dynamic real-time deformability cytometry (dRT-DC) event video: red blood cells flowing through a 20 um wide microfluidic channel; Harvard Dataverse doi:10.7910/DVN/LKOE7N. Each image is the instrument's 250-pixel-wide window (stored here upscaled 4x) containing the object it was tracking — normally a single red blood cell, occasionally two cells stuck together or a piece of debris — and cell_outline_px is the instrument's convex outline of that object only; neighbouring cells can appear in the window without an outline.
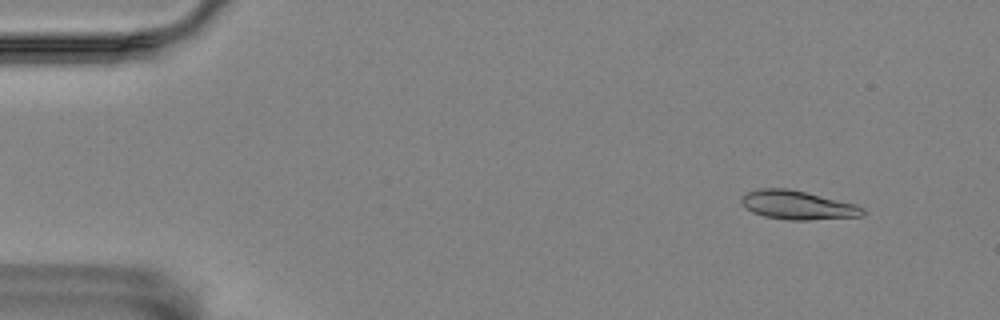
{"species": "Egyptian fruit bat (a non-hibernating species)", "species_latin": "Rousettus aegyptiacus", "temperature_condition": "room temperature", "stored_images_in_passage": 53, "segment_of_instrument_passage": [1, 2], "camera_frame_rate_fps": 3000, "um_per_image_px": 0.085, "animal": {"sex": "female"}, "frame": {"image": 1, "passage_image": 1, "time_ms": 0.0, "image_size_px": [1000, 320], "cell_outline_px": [[864, 216], [808, 220], [788, 220], [764, 216], [752, 212], [740, 200], [740, 196], [748, 192], [760, 188], [788, 188], [856, 204], [864, 208]], "centroid_in_image_um": [67.8, 17.43], "position_along_channel_um": 17.2, "area_um2": 20.29}}
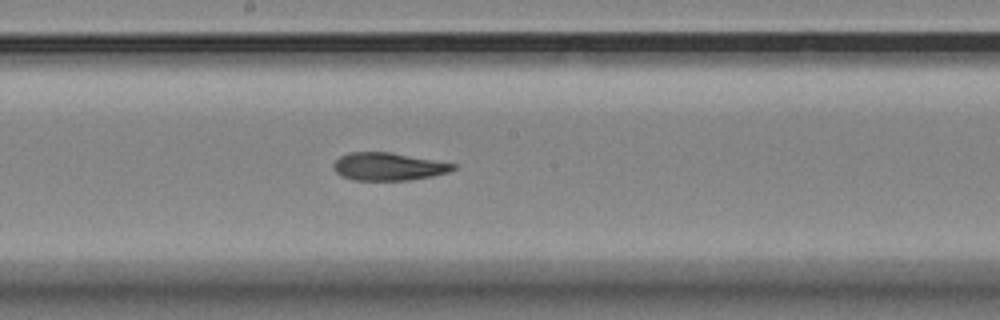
{"frame": {"image": 2, "passage_image": 26, "time_ms": 8.333, "image_size_px": [1000, 320], "cell_outline_px": [[456, 168], [448, 172], [432, 176], [408, 180], [352, 180], [340, 176], [332, 168], [332, 164], [340, 156], [348, 152], [388, 152], [456, 164]], "centroid_in_image_um": [32.95, 14.16], "position_along_channel_um": 215.3, "area_um2": 19.31}}
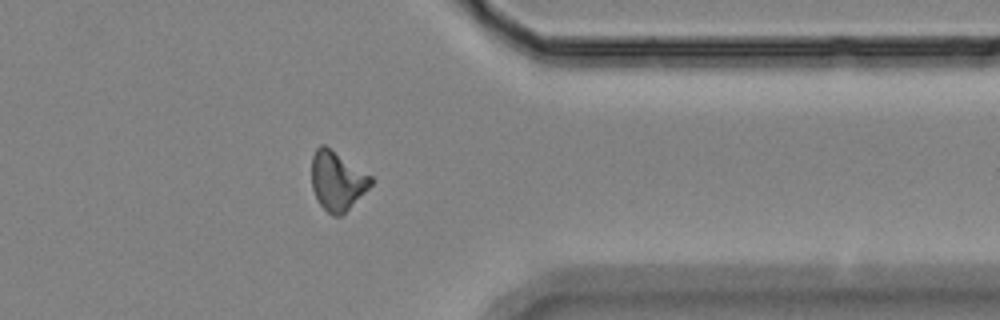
{"frame": {"image": 3, "passage_image": 41, "time_ms": 13.333, "image_size_px": [1000, 320], "cell_outline_px": [[372, 184], [340, 216], [332, 216], [320, 204], [312, 188], [312, 156], [316, 148], [320, 144], [324, 144], [372, 176]], "centroid_in_image_um": [28.64, 15.34], "position_along_channel_um": 382.8, "area_um2": 20.0}}